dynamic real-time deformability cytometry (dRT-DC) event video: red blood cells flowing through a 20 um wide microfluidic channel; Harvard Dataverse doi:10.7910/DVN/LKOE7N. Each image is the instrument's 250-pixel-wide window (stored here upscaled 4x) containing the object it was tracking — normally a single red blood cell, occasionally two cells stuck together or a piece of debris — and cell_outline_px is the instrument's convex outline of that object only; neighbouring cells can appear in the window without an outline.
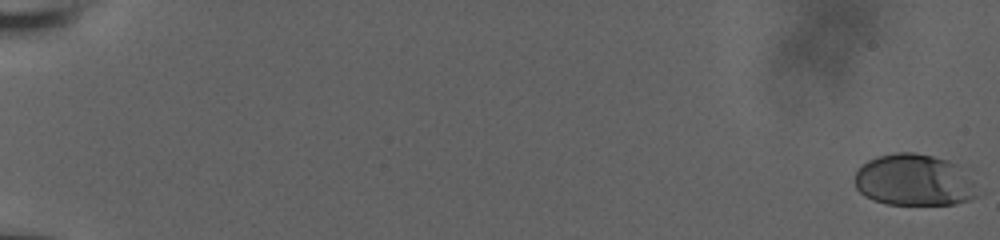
{"species": "human", "species_latin": "Homo sapiens", "temperature_condition": "room temperature", "stored_images_in_passage": 59, "camera_frame_rate_fps": 3000, "um_per_image_px": 0.085, "donor": {"sex": "male"}, "frame": {"image": 1, "passage_image": 1, "time_ms": 0.0, "image_size_px": [1000, 240], "cell_outline_px": [[984, 192], [968, 200], [956, 204], [888, 204], [872, 200], [864, 196], [856, 188], [856, 172], [868, 160], [880, 156], [896, 152], [912, 152], [932, 156], [948, 160], [956, 164]], "centroid_in_image_um": [77.74, 15.33], "position_along_channel_um": 7.3, "area_um2": 36.93}}
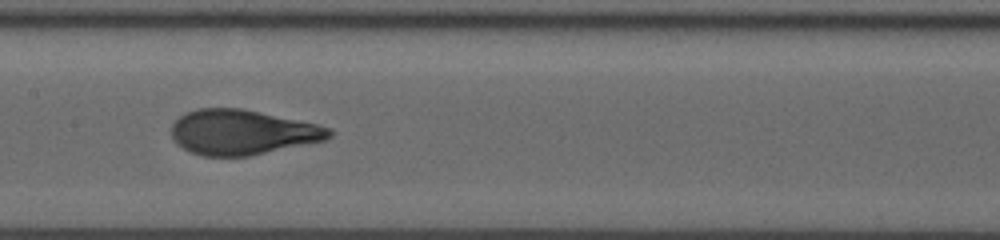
{"frame": {"image": 2, "passage_image": 33, "time_ms": 10.667, "image_size_px": [1000, 240], "cell_outline_px": [[332, 136], [324, 140], [248, 156], [204, 156], [192, 152], [184, 148], [172, 140], [172, 124], [180, 116], [196, 108], [240, 108], [316, 124], [328, 128], [332, 132]], "centroid_in_image_um": [20.54, 11.24], "position_along_channel_um": 186.9, "area_um2": 40.75}}
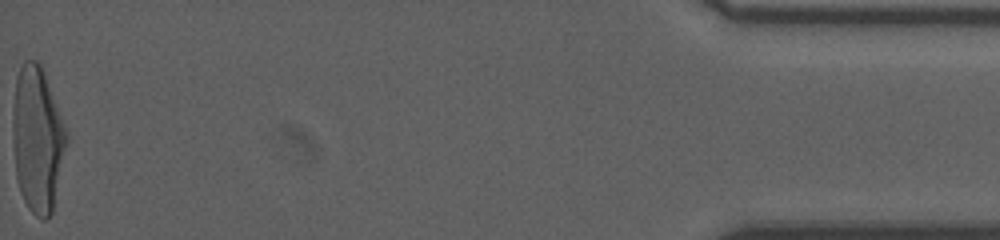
{"frame": {"image": 3, "passage_image": 59, "time_ms": 19.333, "image_size_px": [1000, 240], "cell_outline_px": [[68, 140], [52, 212], [44, 220], [40, 220], [28, 208], [20, 192], [16, 176], [12, 136], [12, 112], [16, 76], [24, 60], [36, 60], [40, 64], [44, 72], [68, 132]], "centroid_in_image_um": [3.17, 11.83], "position_along_channel_um": 432.0, "area_um2": 45.84}, "authors_computed_cell_mechanics": {"area_um2": 40.749, "velocity_mm_per_s": 3.8333, "shape_relaxation_time_tau1_ms": 5.1093, "shape_relaxation_time_tau2_ms": null, "deformation_change_tau1": 0.2128, "deformation_change_tau2": null}}